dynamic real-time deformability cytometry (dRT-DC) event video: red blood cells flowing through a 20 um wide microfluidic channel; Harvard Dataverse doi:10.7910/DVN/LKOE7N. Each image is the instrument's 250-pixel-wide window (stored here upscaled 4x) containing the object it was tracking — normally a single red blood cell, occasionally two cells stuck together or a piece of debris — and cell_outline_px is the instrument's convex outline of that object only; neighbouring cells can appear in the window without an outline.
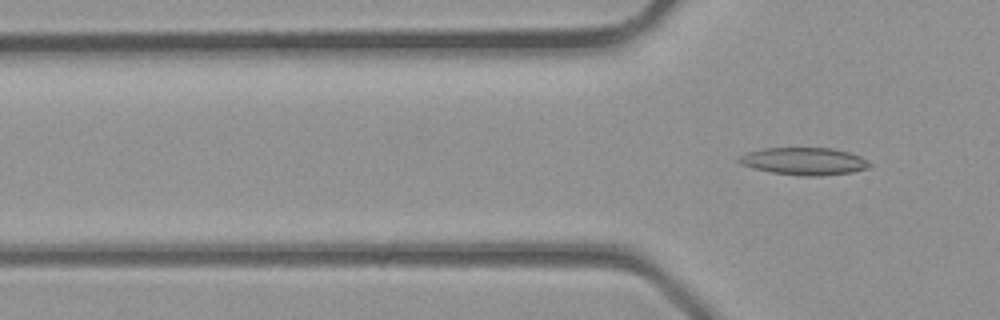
{"species": "common noctule bat (a hibernating species)", "species_latin": "Nyctalus noctula", "temperature_condition": "room temperature", "stored_images_in_passage": 3, "segment_of_instrument_passage": [2, 2], "camera_frame_rate_fps": 3000, "um_per_image_px": 0.085, "animal": {"sex": "male", "body_mass_g": 23.1, "forearm_length_mm": 52.7}, "frame": {"image": 1, "passage_image": 3, "time_ms": 0.667, "image_size_px": [1000, 320], "cell_outline_px": [[872, 164], [868, 168], [852, 172], [820, 176], [804, 176], [772, 172], [752, 168], [740, 164], [736, 160], [740, 156], [748, 152], [764, 148], [832, 148], [848, 152], [860, 156], [868, 160]], "centroid_in_image_um": [68.36, 13.7], "position_along_channel_um": 57.4, "area_um2": 20.87}}